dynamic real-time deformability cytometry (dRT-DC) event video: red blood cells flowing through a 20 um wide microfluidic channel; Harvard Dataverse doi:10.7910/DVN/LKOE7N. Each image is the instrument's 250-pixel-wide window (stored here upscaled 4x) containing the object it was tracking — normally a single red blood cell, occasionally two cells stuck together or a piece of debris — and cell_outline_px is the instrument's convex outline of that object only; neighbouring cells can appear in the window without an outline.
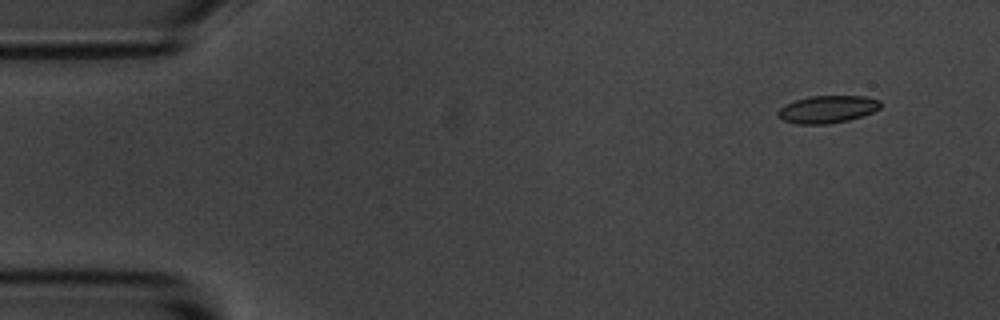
{"species": "common noctule bat (a hibernating species)", "species_latin": "Nyctalus noctula", "temperature_condition": "room temperature", "stored_images_in_passage": 4, "camera_frame_rate_fps": 3000, "um_per_image_px": 0.085, "animal": {"sex": "male", "body_mass_g": 20.1, "forearm_length_mm": 53.5}, "frame": {"image": 1, "passage_image": 1, "time_ms": 0.0, "image_size_px": [1000, 320], "cell_outline_px": [[880, 108], [872, 112], [848, 120], [824, 124], [796, 124], [784, 120], [776, 112], [784, 104], [796, 100], [812, 96], [864, 96], [880, 100]], "centroid_in_image_um": [70.32, 9.28], "position_along_channel_um": 14.7, "area_um2": 16.18}}
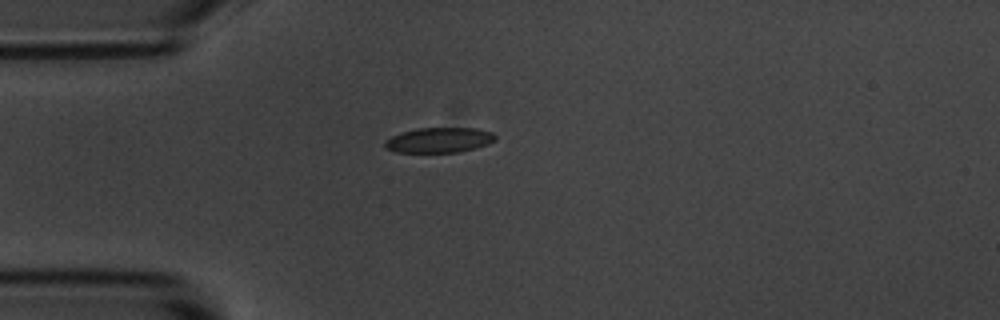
{"frame": {"image": 2, "passage_image": 4, "time_ms": 3.333, "image_size_px": [1000, 320], "cell_outline_px": [[496, 140], [488, 144], [476, 148], [456, 152], [396, 152], [388, 148], [384, 144], [384, 140], [392, 136], [404, 132], [420, 128], [476, 128], [492, 132], [496, 136]], "centroid_in_image_um": [37.37, 11.9], "position_along_channel_um": 47.6, "area_um2": 16.01}}